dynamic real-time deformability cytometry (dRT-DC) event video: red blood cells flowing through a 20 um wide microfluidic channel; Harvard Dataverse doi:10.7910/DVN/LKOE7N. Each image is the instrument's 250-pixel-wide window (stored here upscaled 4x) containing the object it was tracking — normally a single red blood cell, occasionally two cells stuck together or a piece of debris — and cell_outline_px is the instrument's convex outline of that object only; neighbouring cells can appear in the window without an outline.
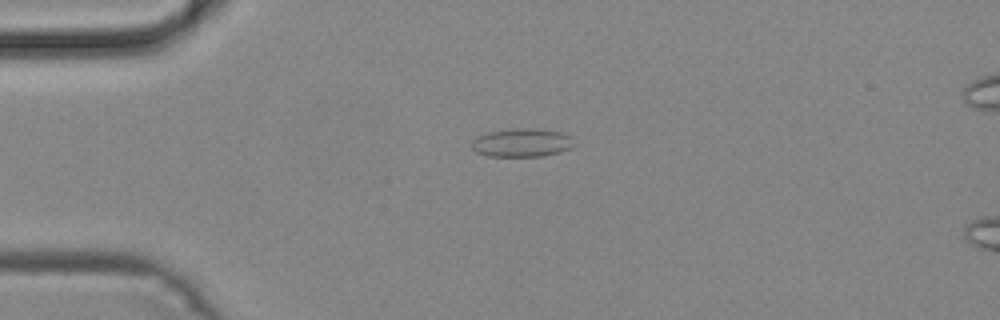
{"species": "common noctule bat (a hibernating species)", "species_latin": "Nyctalus noctula", "temperature_condition": "cold", "stored_images_in_passage": 5, "camera_frame_rate_fps": 3000, "um_per_image_px": 0.085, "animal": {"sex": "male", "body_mass_g": 19.2, "forearm_length_mm": 51.8}, "frame": {"image": 1, "passage_image": 1, "time_ms": 0.0, "image_size_px": [1000, 320], "cell_outline_px": [[576, 144], [572, 148], [560, 152], [544, 156], [488, 156], [476, 152], [472, 148], [472, 140], [476, 136], [488, 132], [516, 128], [540, 128], [560, 132], [572, 136]], "centroid_in_image_um": [44.4, 12.12], "position_along_channel_um": 40.6, "area_um2": 17.28}}